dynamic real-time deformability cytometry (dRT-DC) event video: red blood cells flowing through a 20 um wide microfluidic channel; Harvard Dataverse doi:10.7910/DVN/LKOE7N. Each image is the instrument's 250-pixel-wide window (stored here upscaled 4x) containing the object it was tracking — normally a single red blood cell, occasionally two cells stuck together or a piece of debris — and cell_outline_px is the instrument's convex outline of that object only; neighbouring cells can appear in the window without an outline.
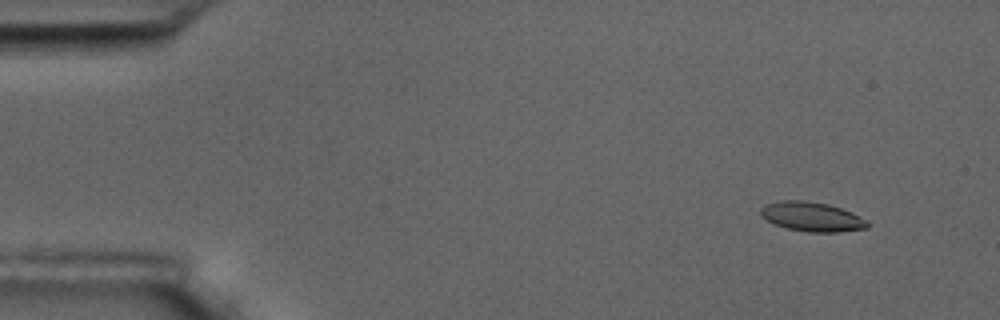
{"species": "common noctule bat (a hibernating species)", "species_latin": "Nyctalus noctula", "temperature_condition": "room temperature", "stored_images_in_passage": 56, "camera_frame_rate_fps": 3000, "um_per_image_px": 0.085, "animal": {"sex": "male", "body_mass_g": 17.5, "forearm_length_mm": 52.3}, "frame": {"image": 1, "passage_image": 5, "time_ms": 1.333, "image_size_px": [1000, 320], "cell_outline_px": [[868, 228], [840, 232], [808, 232], [788, 228], [776, 224], [760, 216], [760, 208], [764, 204], [780, 200], [804, 200], [828, 204], [852, 212], [868, 220]], "centroid_in_image_um": [69.01, 18.41], "position_along_channel_um": 16.0, "area_um2": 18.38}}
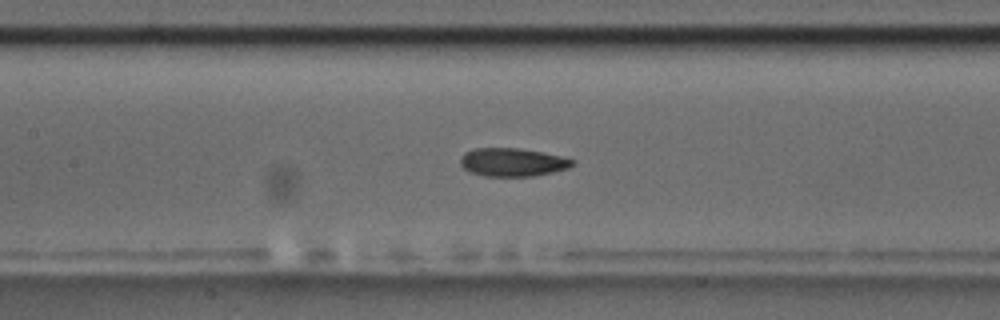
{"frame": {"image": 2, "passage_image": 26, "time_ms": 8.333, "image_size_px": [1000, 320], "cell_outline_px": [[576, 164], [568, 168], [552, 172], [532, 176], [484, 176], [468, 172], [460, 164], [460, 156], [464, 152], [472, 148], [520, 148], [560, 156], [576, 160]], "centroid_in_image_um": [43.53, 13.78], "position_along_channel_um": 163.9, "area_um2": 18.61}}
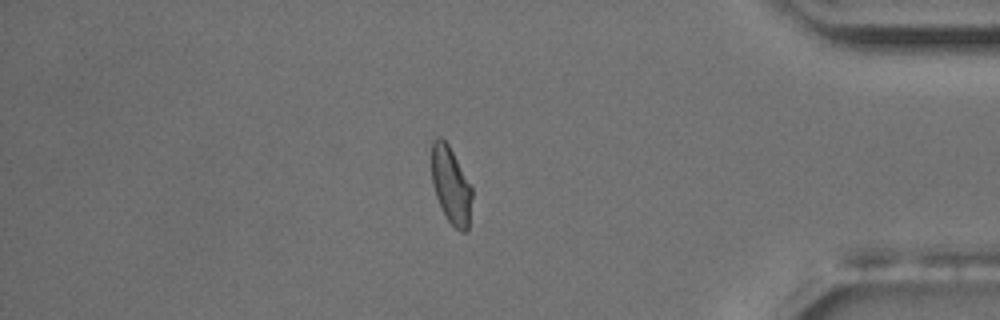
{"frame": {"image": 3, "passage_image": 48, "time_ms": 15.667, "image_size_px": [1000, 320], "cell_outline_px": [[472, 196], [468, 232], [460, 232], [448, 220], [436, 196], [432, 184], [432, 140], [436, 136], [440, 136], [448, 144], [472, 188]], "centroid_in_image_um": [38.33, 15.75], "position_along_channel_um": 396.9, "area_um2": 17.92}, "authors_computed_cell_mechanics": {"area_um2": 18.5249, "velocity_mm_per_s": 3.6127, "shape_relaxation_time_tau1_ms": 10.0505, "shape_relaxation_time_tau2_ms": 2.081, "deformation_change_tau1": 0.2048, "deformation_change_tau2": 0.0751}}